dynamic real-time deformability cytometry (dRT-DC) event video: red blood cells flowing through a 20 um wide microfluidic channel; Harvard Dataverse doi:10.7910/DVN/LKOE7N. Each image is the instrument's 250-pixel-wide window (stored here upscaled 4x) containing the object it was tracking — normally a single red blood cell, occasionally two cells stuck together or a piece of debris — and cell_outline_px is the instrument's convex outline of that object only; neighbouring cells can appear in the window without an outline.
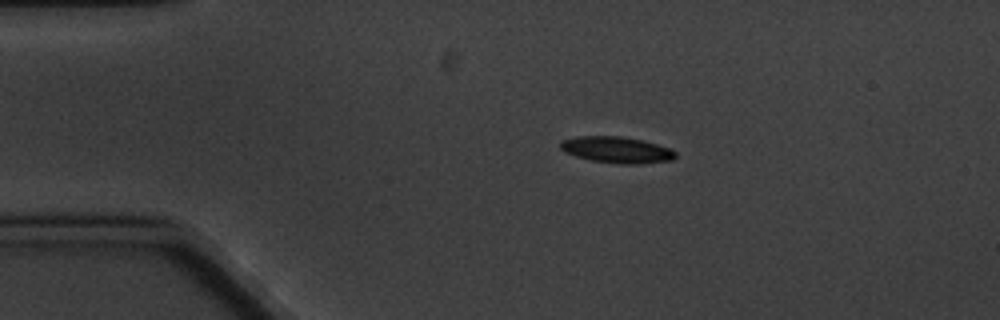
{"species": "common noctule bat (a hibernating species)", "species_latin": "Nyctalus noctula", "temperature_condition": "cold", "stored_images_in_passage": 5, "camera_frame_rate_fps": 3000, "um_per_image_px": 0.085, "animal": {"sex": "male", "body_mass_g": 20.1, "forearm_length_mm": 53.5}, "frame": {"image": 1, "passage_image": 3, "time_ms": 2.333, "image_size_px": [1000, 320], "cell_outline_px": [[676, 156], [672, 160], [640, 164], [620, 164], [592, 160], [576, 156], [564, 152], [560, 148], [560, 140], [576, 136], [620, 136], [640, 140], [656, 144], [668, 148], [676, 152]], "centroid_in_image_um": [52.38, 12.73], "position_along_channel_um": 32.6, "area_um2": 17.57}}
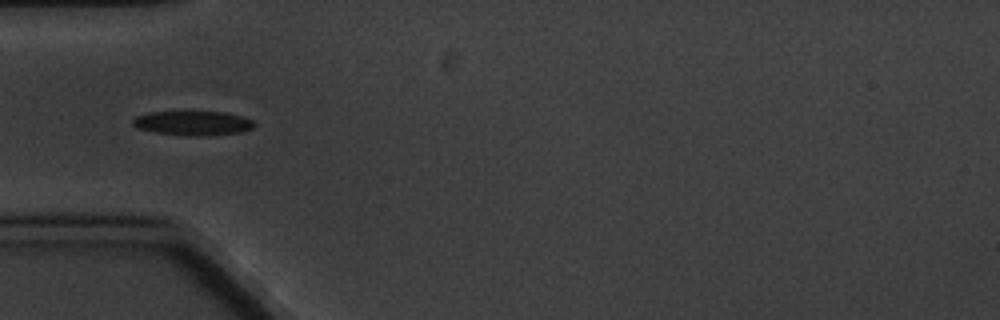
{"frame": {"image": 2, "passage_image": 5, "time_ms": 4.667, "image_size_px": [1000, 320], "cell_outline_px": [[256, 124], [252, 128], [240, 132], [196, 136], [188, 136], [156, 132], [136, 128], [132, 124], [132, 120], [136, 116], [148, 112], [224, 112], [244, 116], [252, 120]], "centroid_in_image_um": [16.39, 10.46], "position_along_channel_um": 68.6, "area_um2": 17.17}}